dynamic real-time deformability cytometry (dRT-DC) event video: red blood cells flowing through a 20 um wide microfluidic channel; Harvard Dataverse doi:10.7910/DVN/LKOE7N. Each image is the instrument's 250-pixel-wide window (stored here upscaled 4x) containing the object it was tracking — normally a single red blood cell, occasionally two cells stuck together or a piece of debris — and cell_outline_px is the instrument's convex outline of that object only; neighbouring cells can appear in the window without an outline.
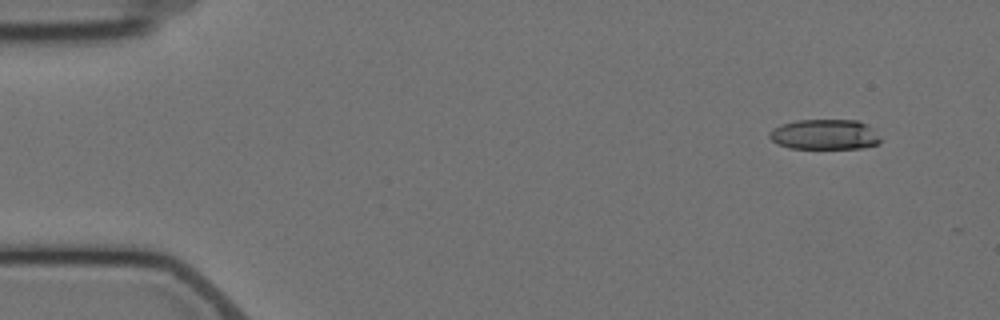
{"species": "Egyptian fruit bat (a non-hibernating species)", "species_latin": "Rousettus aegyptiacus", "temperature_condition": "cold", "stored_images_in_passage": 5, "camera_frame_rate_fps": 3000, "um_per_image_px": 0.085, "animal": {"sex": "female"}, "frame": {"image": 1, "passage_image": 2, "time_ms": 1.333, "image_size_px": [1000, 320], "cell_outline_px": [[880, 144], [864, 148], [788, 148], [776, 144], [768, 136], [768, 132], [772, 128], [780, 124], [796, 120], [860, 120], [872, 128], [880, 140]], "centroid_in_image_um": [70.06, 11.43], "position_along_channel_um": 14.9, "area_um2": 19.77}}